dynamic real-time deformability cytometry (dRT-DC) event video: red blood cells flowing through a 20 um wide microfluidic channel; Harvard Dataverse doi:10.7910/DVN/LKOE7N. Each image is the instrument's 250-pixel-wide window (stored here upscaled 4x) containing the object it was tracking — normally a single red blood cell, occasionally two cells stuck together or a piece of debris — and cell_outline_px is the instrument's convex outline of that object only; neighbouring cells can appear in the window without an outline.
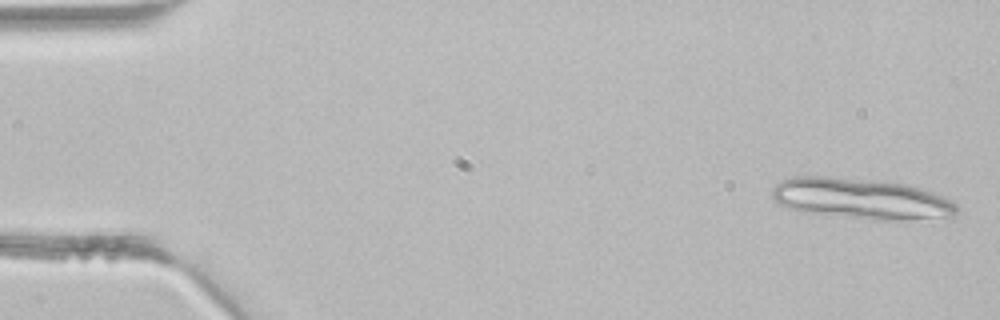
{"species": "common noctule bat (a hibernating species)", "species_latin": "Nyctalus noctula", "temperature_condition": "room temperature", "stored_images_in_passage": 11, "camera_frame_rate_fps": 3000, "um_per_image_px": 0.085, "animal": {"sex": "male", "body_mass_g": 21.5, "forearm_length_mm": 52.0}, "frame": {"image": 1, "passage_image": 1, "time_ms": 0.0, "image_size_px": [1000, 320], "cell_outline_px": [[960, 208], [952, 216], [904, 220], [872, 220], [800, 212], [776, 204], [772, 200], [772, 192], [776, 184], [780, 180], [796, 176], [824, 176], [872, 180], [900, 184], [932, 192], [952, 200]], "centroid_in_image_um": [73.12, 16.91], "position_along_channel_um": 11.9, "area_um2": 43.99}}